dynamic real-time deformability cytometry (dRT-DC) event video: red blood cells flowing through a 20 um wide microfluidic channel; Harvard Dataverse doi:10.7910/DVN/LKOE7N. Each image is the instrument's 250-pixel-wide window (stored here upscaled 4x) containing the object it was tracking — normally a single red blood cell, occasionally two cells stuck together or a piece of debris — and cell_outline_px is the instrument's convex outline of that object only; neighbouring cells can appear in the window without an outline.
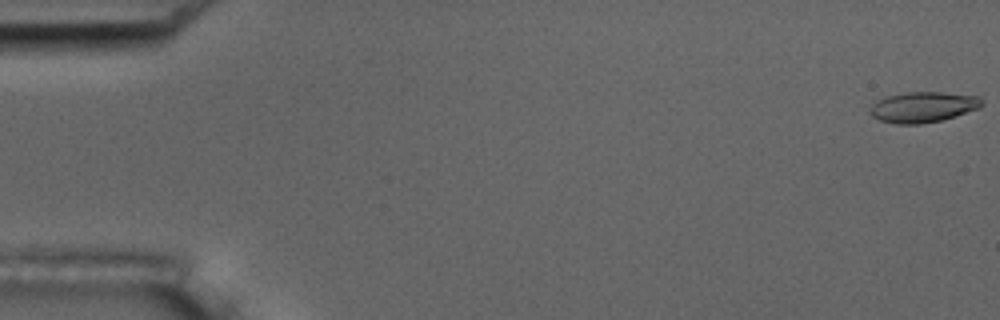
{"species": "common noctule bat (a hibernating species)", "species_latin": "Nyctalus noctula", "temperature_condition": "room temperature", "stored_images_in_passage": 58, "camera_frame_rate_fps": 3000, "um_per_image_px": 0.085, "animal": {"sex": "male", "body_mass_g": 17.5, "forearm_length_mm": 52.3}, "frame": {"image": 1, "passage_image": 1, "time_ms": 0.0, "image_size_px": [1000, 320], "cell_outline_px": [[980, 108], [940, 120], [920, 124], [896, 124], [880, 120], [872, 116], [868, 112], [872, 104], [876, 100], [888, 96], [908, 92], [940, 92], [980, 96]], "centroid_in_image_um": [78.4, 9.1], "position_along_channel_um": 6.6, "area_um2": 19.71}}
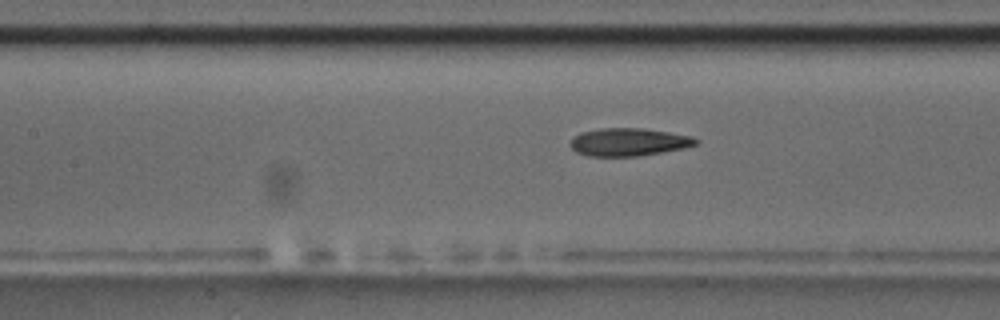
{"frame": {"image": 2, "passage_image": 26, "time_ms": 8.333, "image_size_px": [1000, 320], "cell_outline_px": [[700, 140], [696, 144], [684, 148], [636, 156], [588, 156], [576, 152], [568, 144], [572, 136], [580, 132], [600, 128], [644, 128], [692, 136]], "centroid_in_image_um": [53.38, 12.06], "position_along_channel_um": 154.0, "area_um2": 20.46}}
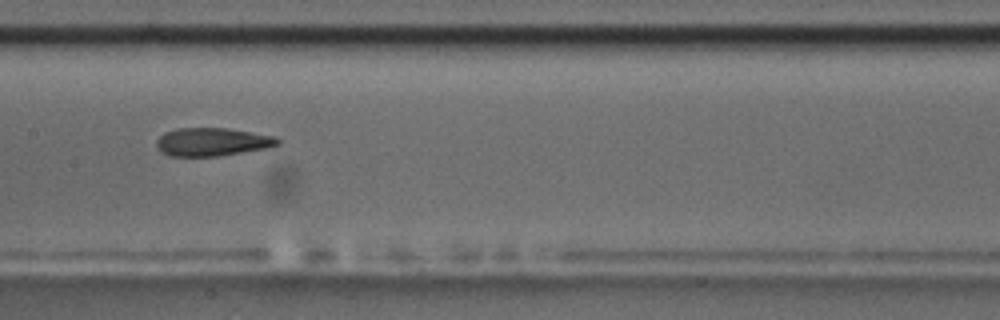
{"frame": {"image": 3, "passage_image": 29, "time_ms": 9.333, "image_size_px": [1000, 320], "cell_outline_px": [[280, 144], [264, 148], [216, 156], [168, 156], [160, 152], [156, 148], [156, 140], [164, 132], [176, 128], [228, 128], [276, 136], [280, 140]], "centroid_in_image_um": [17.99, 12.05], "position_along_channel_um": 189.4, "area_um2": 19.94}}